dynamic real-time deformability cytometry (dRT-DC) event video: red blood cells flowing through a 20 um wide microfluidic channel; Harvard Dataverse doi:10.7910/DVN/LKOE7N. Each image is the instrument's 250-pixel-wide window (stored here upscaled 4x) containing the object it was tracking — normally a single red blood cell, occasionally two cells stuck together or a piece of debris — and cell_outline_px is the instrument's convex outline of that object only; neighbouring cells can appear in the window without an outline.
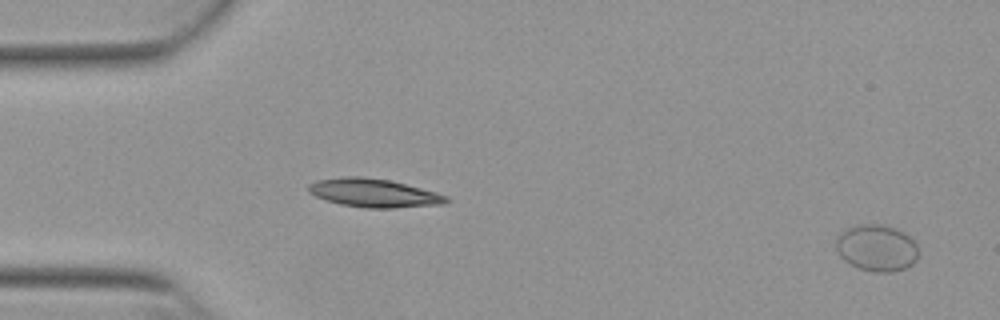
{"species": "Egyptian fruit bat (a non-hibernating species)", "species_latin": "Rousettus aegyptiacus", "temperature_condition": "warm", "stored_images_in_passage": 11, "camera_frame_rate_fps": 3000, "um_per_image_px": 0.085, "animal": {"sex": "female"}, "frame": {"image": 1, "passage_image": 2, "time_ms": 0.333, "image_size_px": [1000, 320], "cell_outline_px": [[916, 260], [912, 264], [904, 268], [892, 272], [876, 272], [860, 268], [844, 260], [836, 252], [836, 236], [840, 232], [848, 228], [860, 224], [884, 224], [908, 236], [916, 244]], "centroid_in_image_um": [74.46, 21.07], "position_along_channel_um": 10.5, "area_um2": 22.08}}